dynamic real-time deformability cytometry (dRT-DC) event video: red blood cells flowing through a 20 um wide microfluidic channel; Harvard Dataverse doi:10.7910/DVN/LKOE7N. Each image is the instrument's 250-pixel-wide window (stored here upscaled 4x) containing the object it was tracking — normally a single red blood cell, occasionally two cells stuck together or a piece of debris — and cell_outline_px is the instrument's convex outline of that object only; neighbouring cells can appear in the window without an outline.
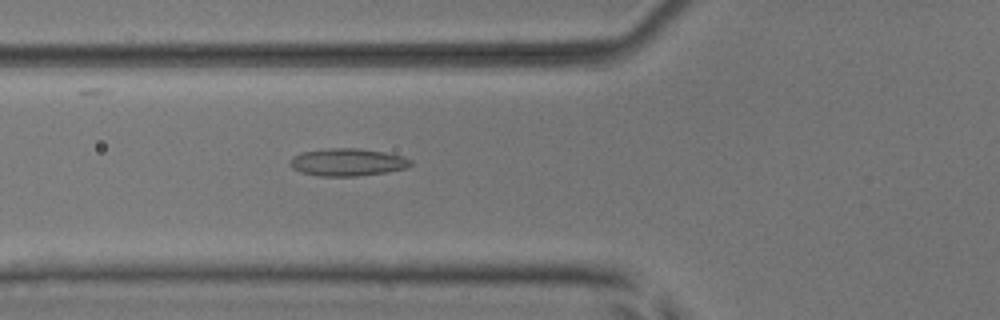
{"species": "common noctule bat (a hibernating species)", "species_latin": "Nyctalus noctula", "temperature_condition": "room temperature", "stored_images_in_passage": 2, "camera_frame_rate_fps": 3000, "um_per_image_px": 0.085, "animal": {"sex": "male", "body_mass_g": 17.9, "forearm_length_mm": 54.2}, "frame": {"image": 1, "passage_image": 2, "time_ms": 1.0, "image_size_px": [1000, 320], "cell_outline_px": [[412, 164], [408, 168], [388, 172], [356, 176], [320, 176], [300, 172], [292, 168], [288, 164], [288, 160], [292, 156], [300, 152], [328, 148], [360, 148], [384, 152], [404, 156], [412, 160]], "centroid_in_image_um": [29.52, 13.78], "position_along_channel_um": 96.3, "area_um2": 19.71}}